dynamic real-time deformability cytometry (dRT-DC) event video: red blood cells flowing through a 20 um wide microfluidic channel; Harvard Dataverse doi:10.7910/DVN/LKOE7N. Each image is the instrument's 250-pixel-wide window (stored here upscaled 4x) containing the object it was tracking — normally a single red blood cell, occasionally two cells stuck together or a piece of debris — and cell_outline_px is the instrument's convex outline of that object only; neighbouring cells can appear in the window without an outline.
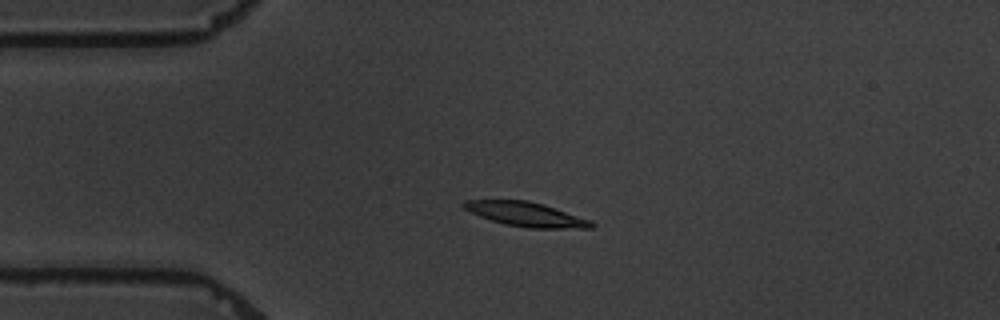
{"species": "common noctule bat (a hibernating species)", "species_latin": "Nyctalus noctula", "temperature_condition": "warm", "stored_images_in_passage": 5, "camera_frame_rate_fps": 3000, "um_per_image_px": 0.085, "animal": {"sex": "male", "body_mass_g": 19.5, "forearm_length_mm": 54.6}, "frame": {"image": 1, "passage_image": 4, "time_ms": 4.333, "image_size_px": [1000, 320], "cell_outline_px": [[596, 224], [592, 228], [528, 228], [504, 224], [480, 216], [464, 208], [460, 204], [464, 200], [528, 200], [544, 204], [592, 220]], "centroid_in_image_um": [44.75, 18.21], "position_along_channel_um": 40.3, "area_um2": 18.15}}